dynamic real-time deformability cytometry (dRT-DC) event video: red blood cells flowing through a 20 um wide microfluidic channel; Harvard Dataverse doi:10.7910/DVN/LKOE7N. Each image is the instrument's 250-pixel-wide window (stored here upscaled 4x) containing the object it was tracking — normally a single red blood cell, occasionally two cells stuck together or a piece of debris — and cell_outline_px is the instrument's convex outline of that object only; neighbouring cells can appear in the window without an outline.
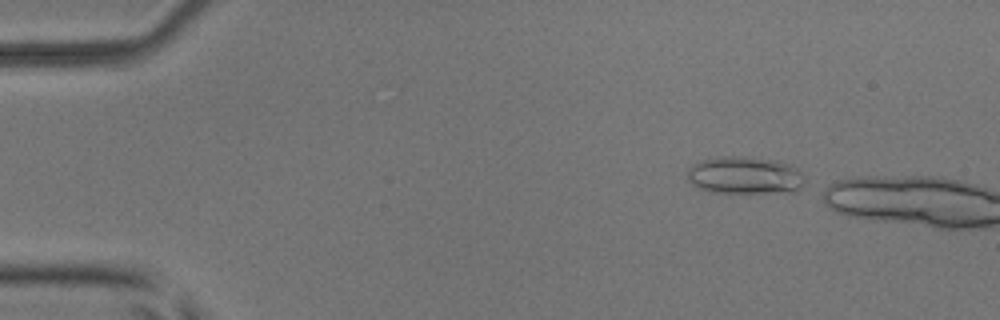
{"species": "common noctule bat (a hibernating species)", "species_latin": "Nyctalus noctula", "temperature_condition": "room temperature", "stored_images_in_passage": 2, "camera_frame_rate_fps": 3000, "um_per_image_px": 0.085, "animal": {"sex": "male", "body_mass_g": 17.9, "forearm_length_mm": 54.2}, "frame": {"image": 1, "passage_image": 1, "time_ms": 0.0, "image_size_px": [1000, 320], "cell_outline_px": [[804, 180], [800, 188], [796, 192], [708, 192], [692, 184], [688, 180], [688, 168], [692, 164], [700, 160], [716, 156], [748, 156], [772, 160], [788, 164], [796, 168], [804, 176]], "centroid_in_image_um": [63.27, 14.89], "position_along_channel_um": 21.7, "area_um2": 25.72}}